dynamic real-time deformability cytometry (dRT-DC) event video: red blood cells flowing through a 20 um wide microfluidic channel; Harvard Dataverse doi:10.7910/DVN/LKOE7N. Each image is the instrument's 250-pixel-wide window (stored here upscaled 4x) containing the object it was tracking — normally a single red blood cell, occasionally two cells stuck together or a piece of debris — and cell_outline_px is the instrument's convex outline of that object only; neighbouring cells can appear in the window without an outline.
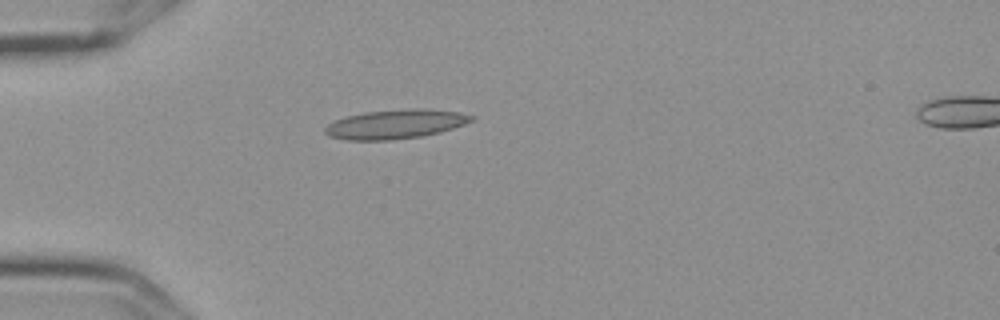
{"species": "Egyptian fruit bat (a non-hibernating species)", "species_latin": "Rousettus aegyptiacus", "temperature_condition": "cold", "stored_images_in_passage": 1, "camera_frame_rate_fps": 3000, "um_per_image_px": 0.085, "frame": {"image": 1, "passage_image": 1, "time_ms": 0.0, "image_size_px": [1000, 320], "cell_outline_px": [[476, 116], [472, 120], [464, 124], [440, 132], [420, 136], [392, 140], [348, 140], [328, 136], [324, 132], [324, 128], [328, 124], [344, 116], [364, 112], [404, 108], [428, 108], [460, 112]], "centroid_in_image_um": [33.61, 10.53], "position_along_channel_um": 51.4, "area_um2": 25.14}}